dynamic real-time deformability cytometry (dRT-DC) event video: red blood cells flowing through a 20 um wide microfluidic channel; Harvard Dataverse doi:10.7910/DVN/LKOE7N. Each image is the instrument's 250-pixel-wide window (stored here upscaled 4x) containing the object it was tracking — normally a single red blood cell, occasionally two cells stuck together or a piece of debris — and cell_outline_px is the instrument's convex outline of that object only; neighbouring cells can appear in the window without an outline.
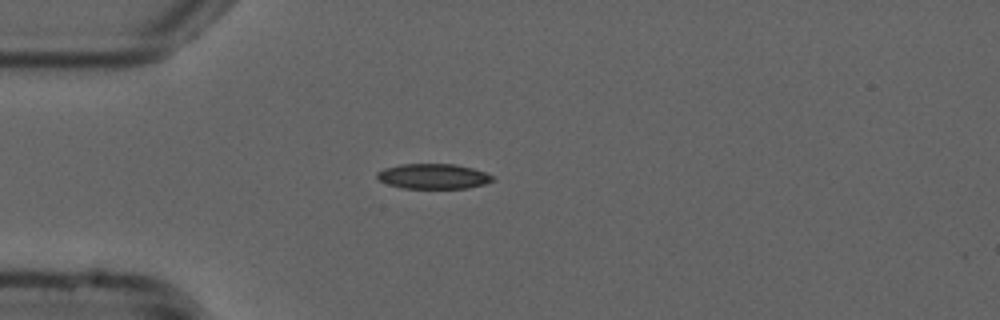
{"species": "common noctule bat (a hibernating species)", "species_latin": "Nyctalus noctula", "temperature_condition": "cold", "stored_images_in_passage": 40, "camera_frame_rate_fps": 3000, "um_per_image_px": 0.085, "animal": {"sex": "male", "forearm_length_mm": 52.5}, "frame": {"image": 1, "passage_image": 1, "time_ms": 0.0, "image_size_px": [1000, 320], "cell_outline_px": [[496, 180], [484, 184], [468, 188], [400, 188], [388, 184], [380, 180], [376, 176], [376, 172], [384, 168], [400, 164], [456, 164], [472, 168], [484, 172], [492, 176]], "centroid_in_image_um": [36.82, 14.98], "position_along_channel_um": 48.2, "area_um2": 16.94}}
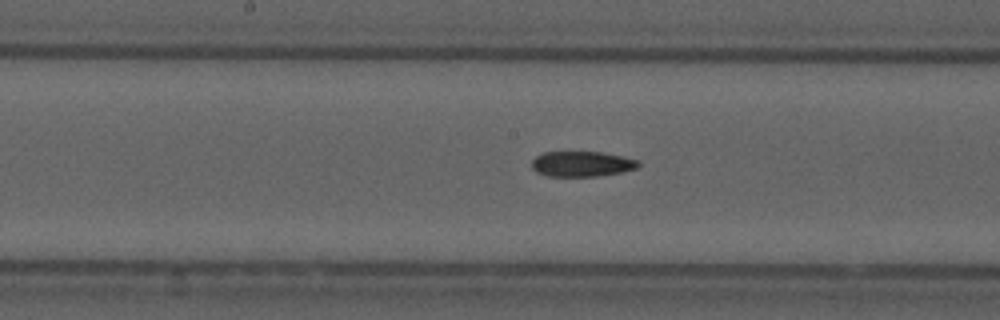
{"frame": {"image": 2, "passage_image": 14, "time_ms": 4.333, "image_size_px": [1000, 320], "cell_outline_px": [[640, 164], [636, 168], [620, 172], [596, 176], [548, 176], [536, 172], [532, 168], [532, 160], [536, 156], [544, 152], [600, 152], [624, 156], [640, 160]], "centroid_in_image_um": [49.46, 13.93], "position_along_channel_um": 198.7, "area_um2": 15.72}}
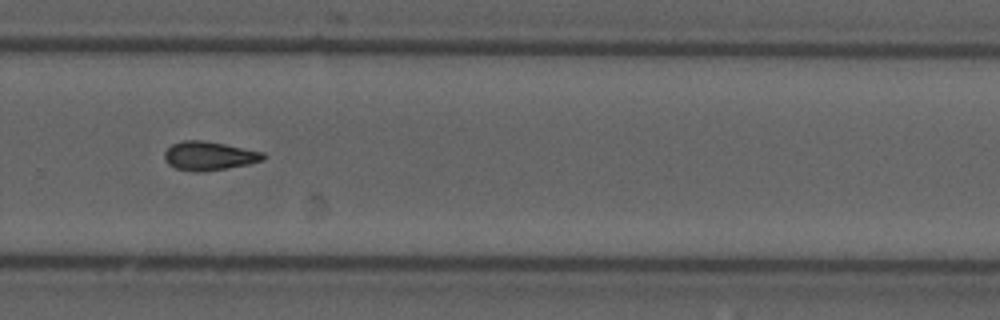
{"frame": {"image": 3, "passage_image": 23, "time_ms": 7.333, "image_size_px": [1000, 320], "cell_outline_px": [[268, 156], [264, 160], [248, 164], [204, 172], [192, 172], [176, 168], [168, 164], [164, 156], [164, 152], [172, 144], [184, 140], [204, 140], [264, 152]], "centroid_in_image_um": [17.79, 13.25], "position_along_channel_um": 312.0, "area_um2": 16.65}, "authors_computed_cell_mechanics": {"area_um2": 16.2129, "velocity_mm_per_s": 3.7901, "shape_relaxation_time_tau1_ms": null, "shape_relaxation_time_tau2_ms": 9.9995, "deformation_change_tau1": null, "deformation_change_tau2": 0.1834}}